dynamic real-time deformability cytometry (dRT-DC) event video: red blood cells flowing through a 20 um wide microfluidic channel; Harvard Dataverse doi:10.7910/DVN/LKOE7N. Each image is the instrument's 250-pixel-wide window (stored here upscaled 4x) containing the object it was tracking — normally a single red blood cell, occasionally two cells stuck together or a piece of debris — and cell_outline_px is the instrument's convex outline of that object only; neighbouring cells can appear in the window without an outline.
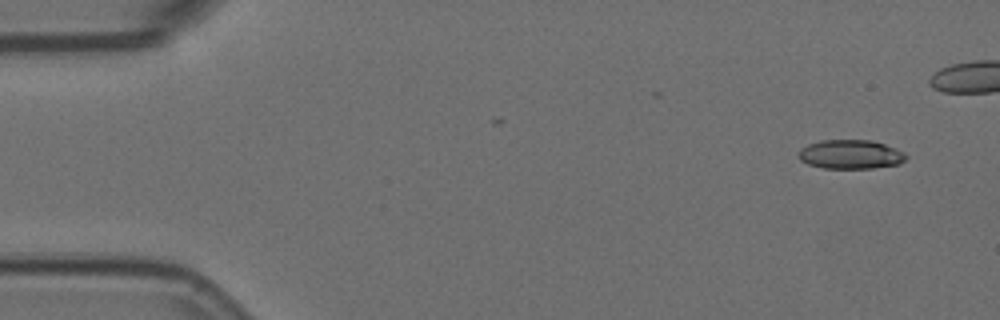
{"species": "Egyptian fruit bat (a non-hibernating species)", "species_latin": "Rousettus aegyptiacus", "temperature_condition": "room temperature", "stored_images_in_passage": 5, "camera_frame_rate_fps": 3000, "um_per_image_px": 0.085, "animal": {"sex": "female"}, "frame": {"image": 1, "passage_image": 1, "time_ms": 0.0, "image_size_px": [1000, 320], "cell_outline_px": [[908, 156], [900, 164], [872, 168], [824, 168], [808, 164], [800, 160], [796, 156], [800, 148], [808, 144], [820, 140], [872, 140], [896, 148], [904, 152]], "centroid_in_image_um": [72.28, 13.12], "position_along_channel_um": 12.7, "area_um2": 18.38}}